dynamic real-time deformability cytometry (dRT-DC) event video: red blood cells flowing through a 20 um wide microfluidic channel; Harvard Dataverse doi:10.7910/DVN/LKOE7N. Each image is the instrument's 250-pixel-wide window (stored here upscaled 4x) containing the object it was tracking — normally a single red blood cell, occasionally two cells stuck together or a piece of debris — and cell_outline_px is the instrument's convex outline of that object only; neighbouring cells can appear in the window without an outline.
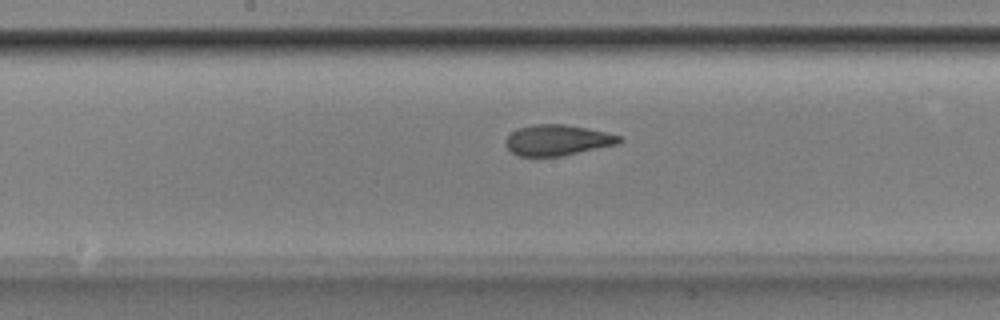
{"species": "Egyptian fruit bat (a non-hibernating species)", "species_latin": "Rousettus aegyptiacus", "temperature_condition": "room temperature", "stored_images_in_passage": 52, "camera_frame_rate_fps": 3000, "um_per_image_px": 0.085, "animal": {"sex": "male"}, "frame": {"image": 1, "passage_image": 27, "time_ms": 8.667, "image_size_px": [1000, 320], "cell_outline_px": [[624, 140], [620, 144], [560, 156], [520, 156], [512, 152], [504, 144], [504, 140], [512, 132], [520, 128], [532, 124], [564, 124], [604, 132], [620, 136]], "centroid_in_image_um": [47.38, 11.91], "position_along_channel_um": 200.8, "area_um2": 20.23}}
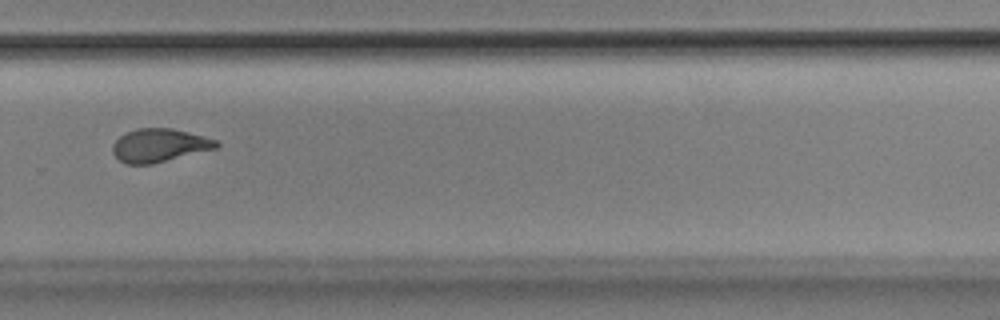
{"frame": {"image": 2, "passage_image": 36, "time_ms": 11.667, "image_size_px": [1000, 320], "cell_outline_px": [[220, 144], [216, 148], [152, 164], [124, 164], [112, 152], [112, 144], [120, 136], [136, 128], [172, 128], [204, 136], [216, 140]], "centroid_in_image_um": [13.52, 12.35], "position_along_channel_um": 316.3, "area_um2": 20.0}}
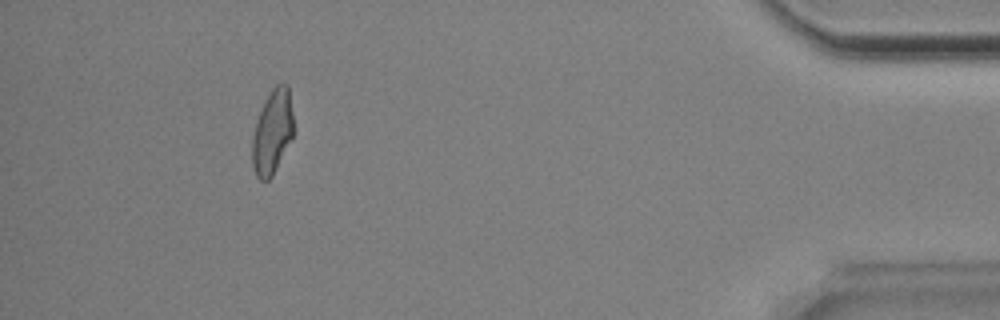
{"frame": {"image": 3, "passage_image": 48, "time_ms": 15.667, "image_size_px": [1000, 320], "cell_outline_px": [[292, 136], [272, 176], [268, 180], [260, 180], [256, 176], [252, 164], [252, 140], [256, 124], [260, 112], [272, 88], [276, 84], [288, 84], [292, 116]], "centroid_in_image_um": [23.13, 11.24], "position_along_channel_um": 412.1, "area_um2": 19.59}, "authors_computed_cell_mechanics": {"area_um2": 20.7213, "velocity_mm_per_s": 3.8702, "shape_relaxation_time_tau1_ms": 5.0273, "shape_relaxation_time_tau2_ms": 1.7371, "deformation_change_tau1": 0.1635, "deformation_change_tau2": 0.0622}}